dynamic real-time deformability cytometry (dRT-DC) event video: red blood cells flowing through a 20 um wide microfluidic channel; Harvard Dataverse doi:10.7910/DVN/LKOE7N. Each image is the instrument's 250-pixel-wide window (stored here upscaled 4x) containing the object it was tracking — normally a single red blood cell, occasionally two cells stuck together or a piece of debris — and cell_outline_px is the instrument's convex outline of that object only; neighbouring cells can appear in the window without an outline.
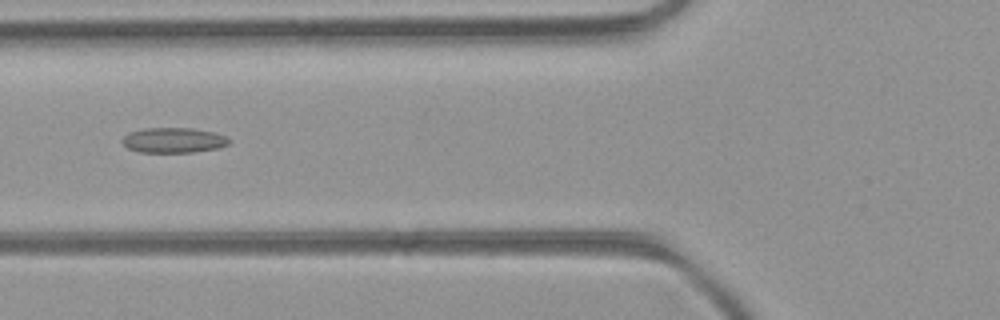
{"species": "common noctule bat (a hibernating species)", "species_latin": "Nyctalus noctula", "temperature_condition": "room temperature", "stored_images_in_passage": 47, "camera_frame_rate_fps": 3000, "um_per_image_px": 0.085, "animal": {"sex": "female", "body_mass_g": 21.9}, "frame": {"image": 1, "passage_image": 17, "time_ms": 5.333, "image_size_px": [1000, 320], "cell_outline_px": [[232, 140], [228, 144], [216, 148], [192, 152], [140, 152], [128, 148], [120, 140], [128, 132], [144, 128], [192, 128], [212, 132], [224, 136]], "centroid_in_image_um": [14.71, 11.91], "position_along_channel_um": 111.1, "area_um2": 15.55}}
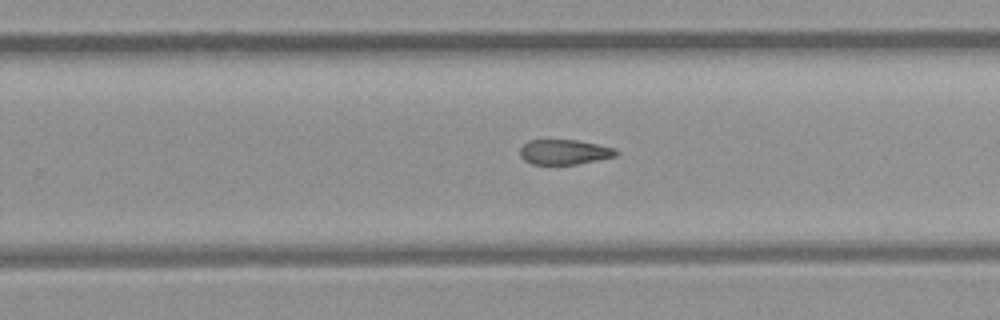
{"frame": {"image": 2, "passage_image": 29, "time_ms": 9.333, "image_size_px": [1000, 320], "cell_outline_px": [[620, 152], [616, 156], [576, 164], [532, 164], [524, 160], [520, 156], [520, 148], [528, 140], [576, 140], [616, 148]], "centroid_in_image_um": [47.97, 12.92], "position_along_channel_um": 281.8, "area_um2": 13.93}}
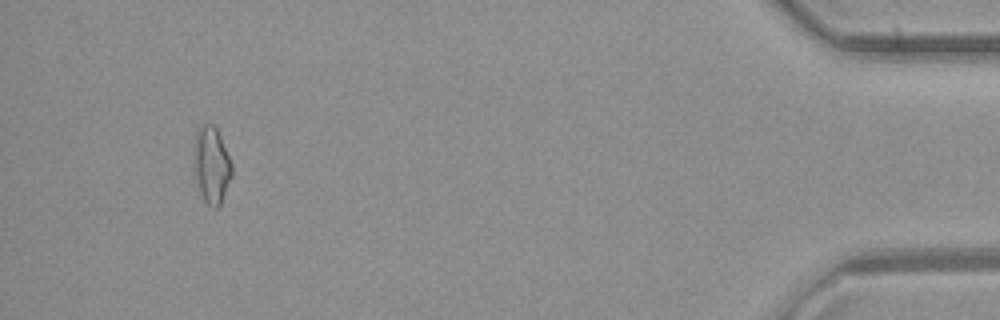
{"frame": {"image": 3, "passage_image": 44, "time_ms": 14.333, "image_size_px": [1000, 320], "cell_outline_px": [[232, 176], [220, 204], [216, 208], [212, 208], [204, 200], [200, 192], [192, 172], [196, 132], [200, 124], [212, 124], [216, 128], [220, 136], [232, 164]], "centroid_in_image_um": [17.95, 14.03], "position_along_channel_um": 417.2, "area_um2": 17.11}, "authors_computed_cell_mechanics": {"area_um2": 15.5482, "velocity_mm_per_s": 4.2631, "shape_relaxation_time_tau1_ms": null, "shape_relaxation_time_tau2_ms": 10.3896, "deformation_change_tau1": null, "deformation_change_tau2": 0.2132}}